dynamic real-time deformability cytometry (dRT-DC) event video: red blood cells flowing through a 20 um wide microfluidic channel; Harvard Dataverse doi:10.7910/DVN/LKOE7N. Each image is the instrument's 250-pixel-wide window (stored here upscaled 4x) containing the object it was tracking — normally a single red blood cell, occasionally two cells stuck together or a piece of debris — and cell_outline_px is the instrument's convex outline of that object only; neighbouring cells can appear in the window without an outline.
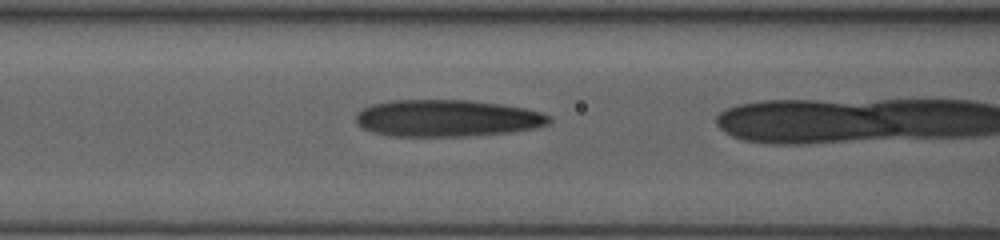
{"species": "human", "species_latin": "Homo sapiens", "temperature_condition": "room temperature", "stored_images_in_passage": 22, "camera_frame_rate_fps": 3000, "um_per_image_px": 0.085, "donor": {"sex": "female"}, "frame": {"image": 1, "passage_image": 21, "time_ms": 6.667, "image_size_px": [1000, 240], "cell_outline_px": [[552, 120], [548, 124], [536, 128], [512, 132], [468, 136], [388, 136], [372, 132], [356, 124], [356, 112], [372, 104], [392, 100], [472, 100], [500, 104], [524, 108], [540, 112], [552, 116]], "centroid_in_image_um": [38.0, 10.05], "position_along_channel_um": 128.6, "area_um2": 41.85}}